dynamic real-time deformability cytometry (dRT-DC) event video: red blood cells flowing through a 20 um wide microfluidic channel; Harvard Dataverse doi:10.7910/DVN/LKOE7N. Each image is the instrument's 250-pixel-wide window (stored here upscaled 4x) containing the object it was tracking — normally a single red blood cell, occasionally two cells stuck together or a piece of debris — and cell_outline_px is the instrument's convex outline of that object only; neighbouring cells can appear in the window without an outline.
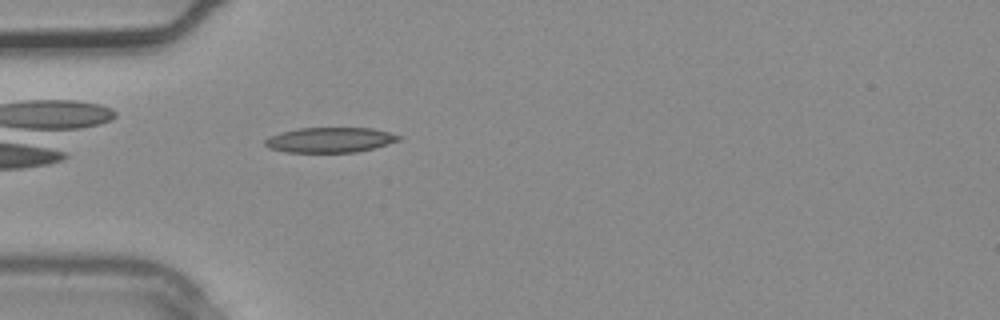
{"species": "common noctule bat (a hibernating species)", "species_latin": "Nyctalus noctula", "temperature_condition": "warm", "stored_images_in_passage": 3, "camera_frame_rate_fps": 3000, "um_per_image_px": 0.085, "animal": {"sex": "male", "body_mass_g": 20.4}, "frame": {"image": 1, "passage_image": 3, "time_ms": 0.667, "image_size_px": [1000, 320], "cell_outline_px": [[400, 140], [376, 148], [356, 152], [284, 152], [268, 148], [264, 144], [264, 140], [268, 136], [280, 132], [300, 128], [372, 128], [388, 132], [400, 136]], "centroid_in_image_um": [28.01, 11.9], "position_along_channel_um": 57.0, "area_um2": 19.65}}